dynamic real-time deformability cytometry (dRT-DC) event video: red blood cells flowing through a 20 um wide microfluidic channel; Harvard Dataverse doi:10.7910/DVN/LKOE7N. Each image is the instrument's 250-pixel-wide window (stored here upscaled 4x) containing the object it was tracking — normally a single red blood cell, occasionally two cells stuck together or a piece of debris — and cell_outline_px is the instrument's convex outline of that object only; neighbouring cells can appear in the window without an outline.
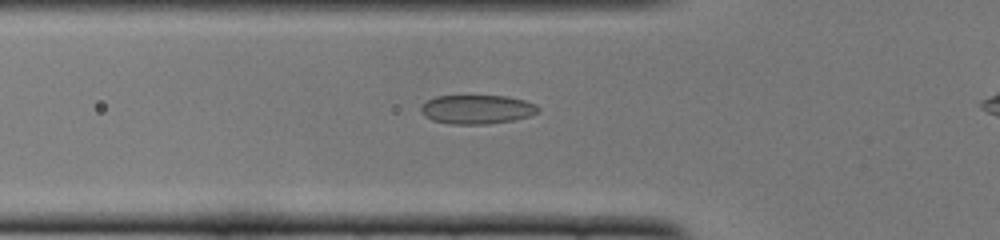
{"species": "common noctule bat (a hibernating species)", "species_latin": "Nyctalus noctula", "temperature_condition": "cold", "stored_images_in_passage": 37, "camera_frame_rate_fps": 3000, "um_per_image_px": 0.085, "animal": {"sex": "female", "body_mass_g": 22.0, "forearm_length_mm": 56.7}, "frame": {"image": 1, "passage_image": 9, "time_ms": 2.667, "image_size_px": [1000, 240], "cell_outline_px": [[540, 108], [536, 112], [528, 116], [512, 120], [488, 124], [448, 124], [432, 120], [424, 116], [420, 112], [420, 108], [428, 100], [436, 96], [508, 96], [524, 100], [536, 104]], "centroid_in_image_um": [40.52, 9.3], "position_along_channel_um": 85.3, "area_um2": 19.77}}
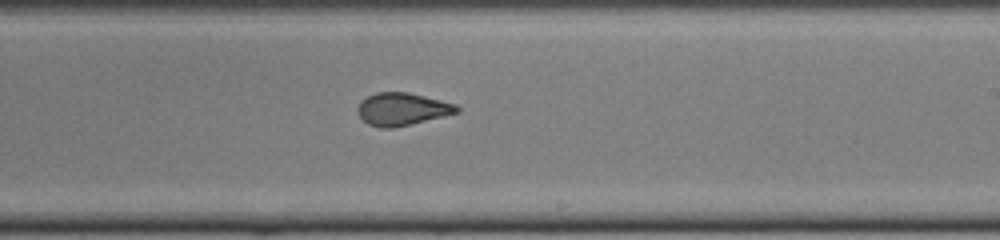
{"frame": {"image": 2, "passage_image": 22, "time_ms": 7.0, "image_size_px": [1000, 240], "cell_outline_px": [[460, 112], [412, 124], [392, 128], [380, 128], [368, 124], [356, 112], [356, 108], [360, 100], [376, 92], [408, 92], [456, 104], [460, 108]], "centroid_in_image_um": [34.16, 9.28], "position_along_channel_um": 254.8, "area_um2": 18.96}}
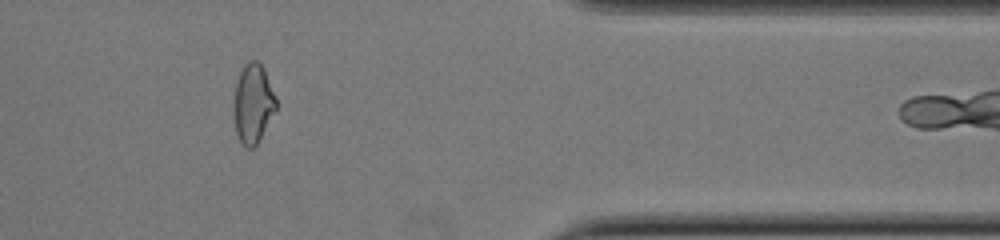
{"frame": {"image": 3, "passage_image": 34, "time_ms": 11.0, "image_size_px": [1000, 240], "cell_outline_px": [[276, 108], [256, 144], [252, 148], [244, 148], [236, 132], [236, 84], [240, 72], [248, 60], [256, 60], [264, 68], [276, 96]], "centroid_in_image_um": [21.54, 8.77], "position_along_channel_um": 389.9, "area_um2": 18.73}, "authors_computed_cell_mechanics": {"area_um2": 19.4786, "velocity_mm_per_s": 3.9204, "shape_relaxation_time_tau1_ms": null, "shape_relaxation_time_tau2_ms": 1.1563, "deformation_change_tau1": null, "deformation_change_tau2": 0.0721}}